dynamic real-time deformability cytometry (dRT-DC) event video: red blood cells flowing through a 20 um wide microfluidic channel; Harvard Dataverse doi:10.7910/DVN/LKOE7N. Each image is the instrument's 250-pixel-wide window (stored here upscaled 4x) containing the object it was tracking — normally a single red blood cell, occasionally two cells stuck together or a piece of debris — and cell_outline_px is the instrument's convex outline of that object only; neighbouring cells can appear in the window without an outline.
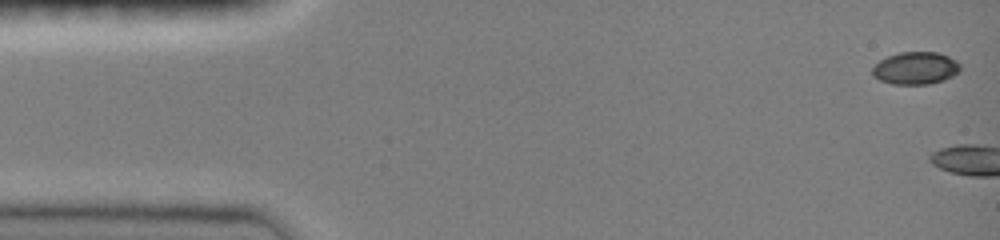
{"species": "common noctule bat (a hibernating species)", "species_latin": "Nyctalus noctula", "temperature_condition": "room temperature", "stored_images_in_passage": 4, "camera_frame_rate_fps": 3000, "um_per_image_px": 0.085, "animal": {"sex": "female", "body_mass_g": 19.0, "forearm_length_mm": 51.5}, "frame": {"image": 1, "passage_image": 1, "time_ms": 0.0, "image_size_px": [1000, 240], "cell_outline_px": [[960, 72], [944, 80], [928, 84], [892, 84], [880, 80], [872, 76], [872, 68], [880, 60], [888, 56], [900, 52], [936, 52], [948, 56], [956, 60], [960, 64]], "centroid_in_image_um": [77.83, 5.79], "position_along_channel_um": 7.2, "area_um2": 16.65}}